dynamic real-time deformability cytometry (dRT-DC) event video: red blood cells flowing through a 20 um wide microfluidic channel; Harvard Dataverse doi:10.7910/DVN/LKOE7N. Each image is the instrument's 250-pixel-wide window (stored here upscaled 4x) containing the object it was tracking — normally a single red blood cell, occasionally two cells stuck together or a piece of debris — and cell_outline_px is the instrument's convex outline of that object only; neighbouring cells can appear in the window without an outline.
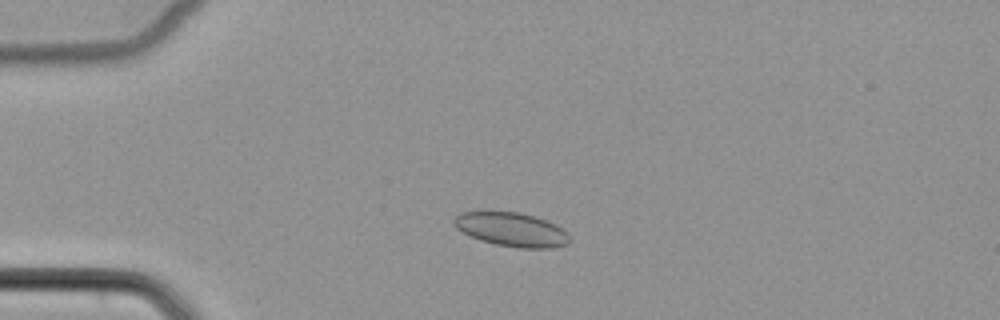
{"species": "common noctule bat (a hibernating species)", "species_latin": "Nyctalus noctula", "temperature_condition": "cold", "stored_images_in_passage": 48, "camera_frame_rate_fps": 3000, "um_per_image_px": 0.085, "animal": {"sex": "female", "body_mass_g": 22.7, "forearm_length_mm": 54.2}, "frame": {"image": 1, "passage_image": 9, "time_ms": 2.667, "image_size_px": [1000, 320], "cell_outline_px": [[568, 244], [552, 248], [520, 248], [496, 244], [480, 240], [456, 228], [452, 224], [452, 220], [460, 212], [520, 212], [536, 216], [556, 224], [568, 232]], "centroid_in_image_um": [43.5, 19.5], "position_along_channel_um": 41.5, "area_um2": 22.83}}
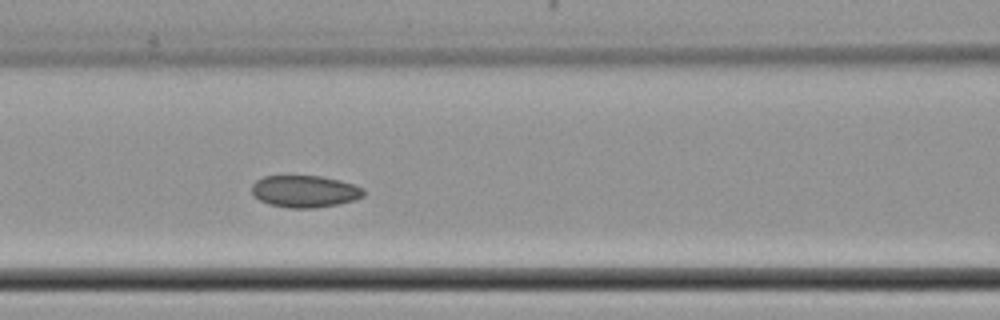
{"frame": {"image": 2, "passage_image": 19, "time_ms": 6.0, "image_size_px": [1000, 320], "cell_outline_px": [[364, 196], [340, 204], [312, 208], [288, 208], [268, 204], [260, 200], [252, 192], [252, 184], [256, 180], [264, 176], [320, 176], [340, 180], [364, 188]], "centroid_in_image_um": [25.9, 16.27], "position_along_channel_um": 140.7, "area_um2": 20.81}}
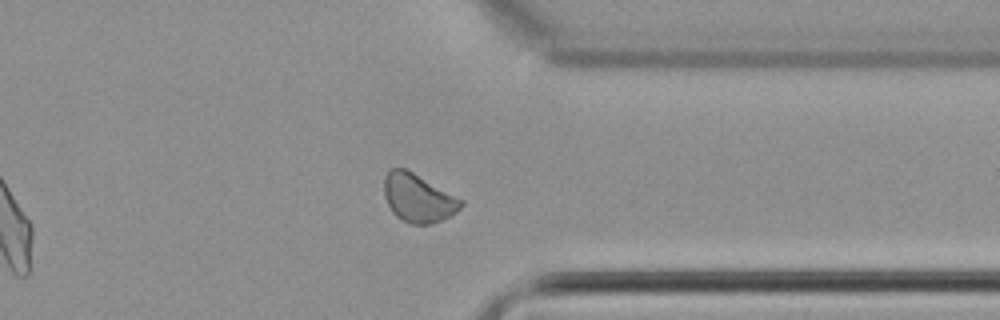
{"frame": {"image": 3, "passage_image": 37, "time_ms": 12.0, "image_size_px": [1000, 320], "cell_outline_px": [[464, 204], [456, 212], [432, 224], [408, 224], [400, 220], [392, 212], [384, 196], [384, 176], [392, 168], [404, 168], [412, 172], [464, 200]], "centroid_in_image_um": [35.53, 16.85], "position_along_channel_um": 375.9, "area_um2": 21.56}}